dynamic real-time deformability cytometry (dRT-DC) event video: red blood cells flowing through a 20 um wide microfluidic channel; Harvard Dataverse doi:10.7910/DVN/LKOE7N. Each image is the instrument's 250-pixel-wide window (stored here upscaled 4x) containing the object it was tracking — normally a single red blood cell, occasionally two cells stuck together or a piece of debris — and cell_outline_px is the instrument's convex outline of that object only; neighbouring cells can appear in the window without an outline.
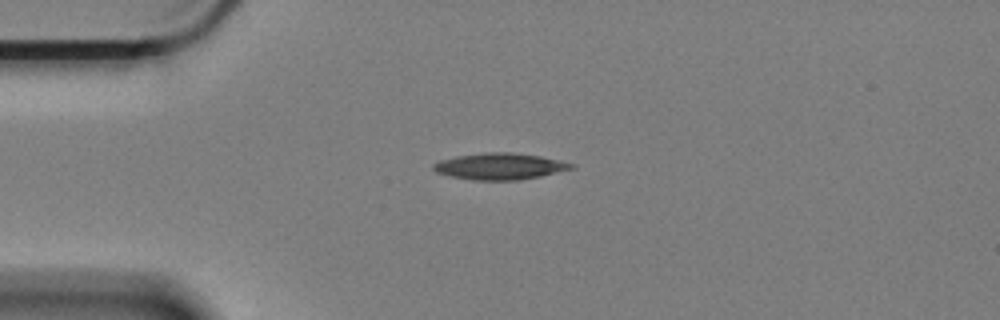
{"species": "Egyptian fruit bat (a non-hibernating species)", "species_latin": "Rousettus aegyptiacus", "temperature_condition": "cold", "stored_images_in_passage": 46, "camera_frame_rate_fps": 3000, "um_per_image_px": 0.085, "animal": {"sex": "female"}, "frame": {"image": 1, "passage_image": 1, "time_ms": 0.0, "image_size_px": [1000, 320], "cell_outline_px": [[576, 168], [540, 176], [520, 180], [472, 180], [452, 176], [436, 172], [432, 168], [432, 164], [440, 160], [456, 156], [484, 152], [512, 152], [540, 156], [560, 160], [576, 164]], "centroid_in_image_um": [42.51, 14.13], "position_along_channel_um": 42.5, "area_um2": 21.39}}
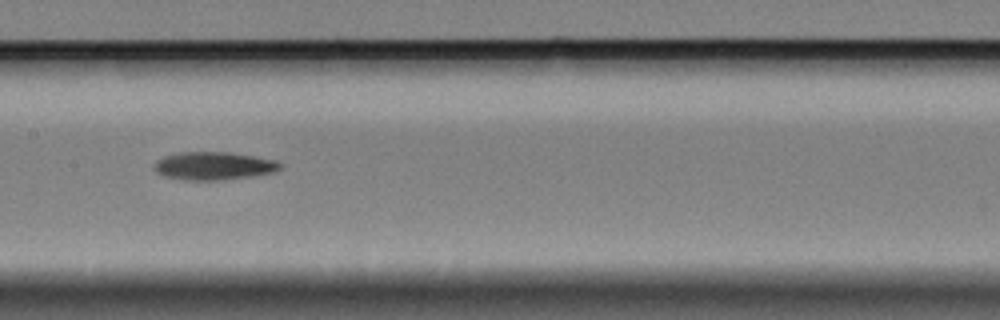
{"frame": {"image": 2, "passage_image": 16, "time_ms": 5.0, "image_size_px": [1000, 320], "cell_outline_px": [[284, 164], [276, 172], [252, 176], [220, 180], [184, 180], [164, 176], [156, 172], [156, 160], [164, 156], [180, 152], [228, 152], [276, 160]], "centroid_in_image_um": [18.2, 14.1], "position_along_channel_um": 189.2, "area_um2": 20.52}}
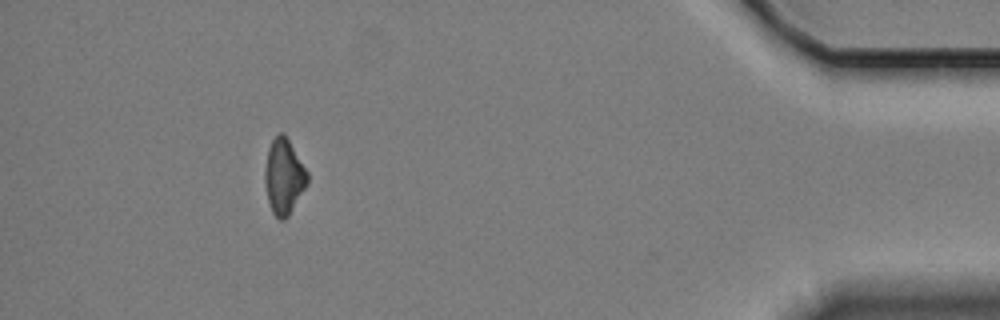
{"frame": {"image": 3, "passage_image": 41, "time_ms": 13.333, "image_size_px": [1000, 320], "cell_outline_px": [[308, 184], [288, 216], [284, 220], [280, 220], [272, 212], [268, 200], [264, 184], [264, 168], [268, 148], [272, 140], [280, 132], [284, 132], [308, 172]], "centroid_in_image_um": [24.12, 15.0], "position_along_channel_um": 411.1, "area_um2": 18.79}}